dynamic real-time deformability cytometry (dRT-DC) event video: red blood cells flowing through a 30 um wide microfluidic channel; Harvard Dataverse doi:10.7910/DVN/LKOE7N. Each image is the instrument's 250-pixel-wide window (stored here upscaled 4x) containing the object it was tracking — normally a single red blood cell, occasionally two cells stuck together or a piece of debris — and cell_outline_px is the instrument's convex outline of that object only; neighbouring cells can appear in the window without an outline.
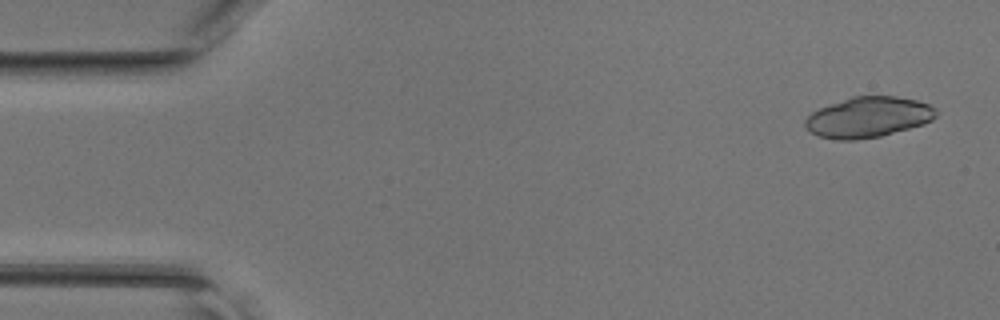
{"species": "common noctule bat (a hibernating species)", "species_latin": "Nyctalus noctula", "temperature_condition": "room temperature", "stored_images_in_passage": 45, "segment_of_instrument_passage": [1, 2], "camera_frame_rate_fps": 3000, "um_per_image_px": 0.085, "animal": {"sex": "female", "body_mass_g": 17.0, "forearm_length_mm": 48.0}, "frame": {"image": 1, "passage_image": 2, "time_ms": 0.333, "image_size_px": [1000, 320], "cell_outline_px": [[940, 112], [932, 120], [924, 124], [880, 136], [856, 140], [836, 140], [820, 136], [812, 132], [804, 124], [804, 120], [812, 112], [820, 108], [852, 96], [896, 96], [916, 100], [928, 104], [936, 108]], "centroid_in_image_um": [73.84, 9.96], "position_along_channel_um": 11.2, "area_um2": 30.87}}